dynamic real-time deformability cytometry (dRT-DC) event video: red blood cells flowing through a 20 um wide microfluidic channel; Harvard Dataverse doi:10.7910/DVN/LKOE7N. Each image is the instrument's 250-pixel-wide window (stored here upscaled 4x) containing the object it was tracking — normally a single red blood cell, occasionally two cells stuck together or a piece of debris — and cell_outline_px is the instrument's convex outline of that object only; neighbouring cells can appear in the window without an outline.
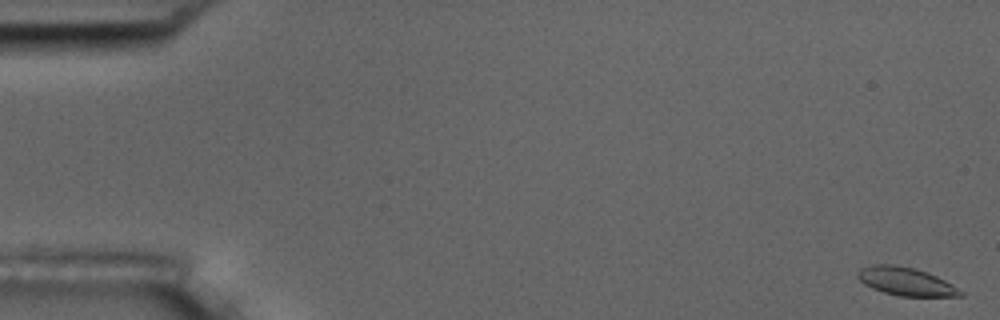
{"species": "common noctule bat (a hibernating species)", "species_latin": "Nyctalus noctula", "temperature_condition": "room temperature", "stored_images_in_passage": 12, "camera_frame_rate_fps": 3000, "um_per_image_px": 0.085, "animal": {"sex": "male", "body_mass_g": 17.5, "forearm_length_mm": 52.3}, "frame": {"image": 1, "passage_image": 1, "time_ms": 0.0, "image_size_px": [1000, 320], "cell_outline_px": [[964, 296], [900, 296], [884, 292], [872, 288], [864, 284], [856, 276], [856, 272], [860, 268], [872, 264], [896, 264], [912, 268], [936, 276], [944, 280], [964, 292]], "centroid_in_image_um": [76.95, 23.92], "position_along_channel_um": 8.0, "area_um2": 16.76}}